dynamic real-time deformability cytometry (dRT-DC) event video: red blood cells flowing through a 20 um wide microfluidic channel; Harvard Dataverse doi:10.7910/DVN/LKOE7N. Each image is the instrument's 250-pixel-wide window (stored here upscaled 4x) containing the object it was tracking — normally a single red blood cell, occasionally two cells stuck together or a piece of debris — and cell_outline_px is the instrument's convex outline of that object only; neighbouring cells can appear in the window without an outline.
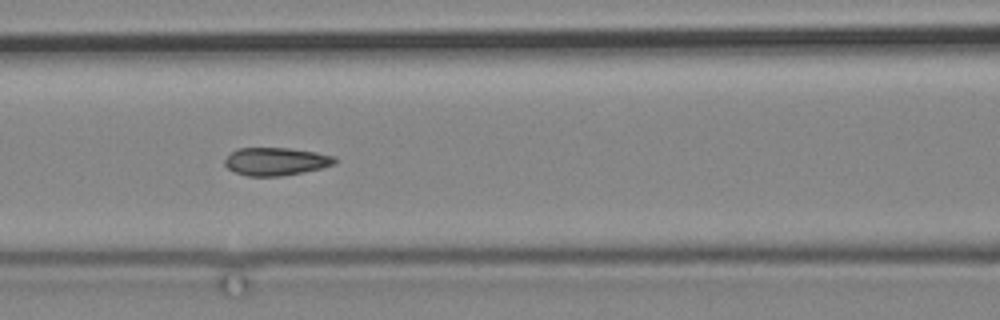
{"species": "common noctule bat (a hibernating species)", "species_latin": "Nyctalus noctula", "temperature_condition": "cold", "stored_images_in_passage": 9, "camera_frame_rate_fps": 3000, "um_per_image_px": 0.085, "animal": {"sex": "male", "body_mass_g": 19.2, "forearm_length_mm": 51.8}, "frame": {"image": 1, "passage_image": 3, "time_ms": 2.333, "image_size_px": [1000, 320], "cell_outline_px": [[336, 164], [324, 168], [280, 176], [248, 176], [236, 172], [228, 168], [224, 164], [224, 160], [236, 148], [288, 148], [316, 152], [336, 156]], "centroid_in_image_um": [23.49, 13.72], "position_along_channel_um": 143.1, "area_um2": 17.92}}
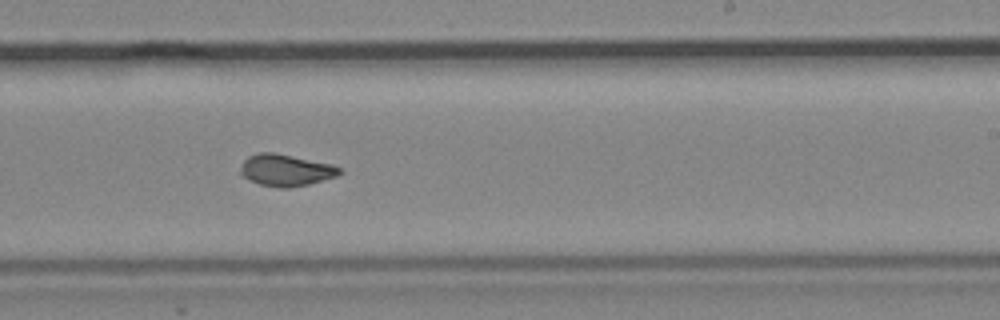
{"frame": {"image": 2, "passage_image": 6, "time_ms": 6.0, "image_size_px": [1000, 320], "cell_outline_px": [[344, 172], [336, 176], [308, 184], [288, 188], [280, 188], [260, 184], [244, 176], [240, 172], [240, 168], [244, 160], [248, 156], [260, 152], [272, 152], [332, 164], [340, 168]], "centroid_in_image_um": [24.3, 14.46], "position_along_channel_um": 264.7, "area_um2": 18.09}}
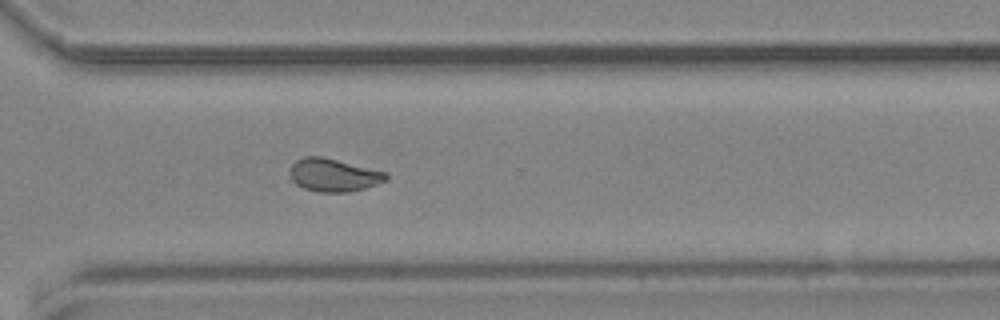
{"frame": {"image": 3, "passage_image": 8, "time_ms": 8.333, "image_size_px": [1000, 320], "cell_outline_px": [[388, 180], [364, 188], [348, 192], [316, 192], [304, 188], [296, 184], [292, 180], [288, 168], [296, 160], [304, 156], [324, 156], [388, 172]], "centroid_in_image_um": [28.35, 14.86], "position_along_channel_um": 342.2, "area_um2": 18.79}}